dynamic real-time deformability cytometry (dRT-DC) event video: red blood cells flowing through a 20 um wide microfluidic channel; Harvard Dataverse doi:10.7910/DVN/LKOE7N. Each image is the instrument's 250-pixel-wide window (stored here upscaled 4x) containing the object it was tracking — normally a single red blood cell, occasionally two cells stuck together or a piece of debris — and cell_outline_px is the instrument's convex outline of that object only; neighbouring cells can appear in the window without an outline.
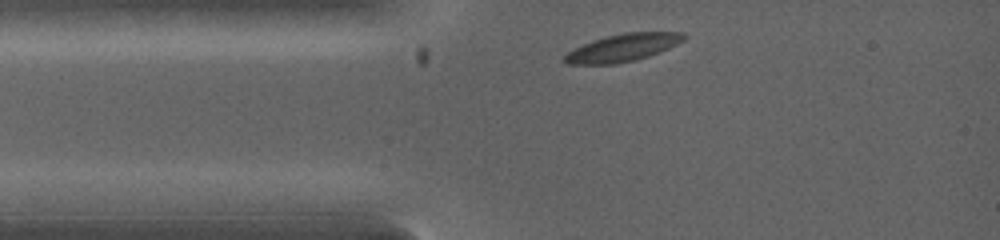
{"species": "common noctule bat (a hibernating species)", "species_latin": "Nyctalus noctula", "temperature_condition": "warm", "stored_images_in_passage": 4, "camera_frame_rate_fps": 5000, "um_per_image_px": 0.085, "animal": {"sex": "female", "body_mass_g": 19.0, "forearm_length_mm": 53.3}, "frame": {"image": 1, "passage_image": 1, "time_ms": 0.0, "image_size_px": [1000, 240], "cell_outline_px": [[684, 40], [668, 48], [648, 56], [632, 60], [612, 64], [568, 64], [564, 60], [564, 56], [568, 52], [592, 40], [604, 36], [624, 32], [680, 32], [684, 36]], "centroid_in_image_um": [52.91, 4.04], "position_along_channel_um": 32.1, "area_um2": 18.73}}
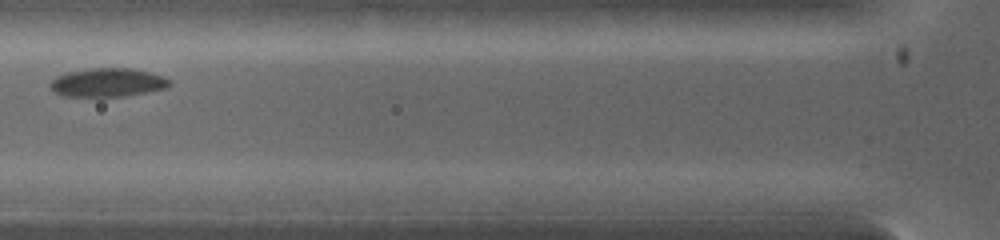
{"frame": {"image": 2, "passage_image": 3, "time_ms": 1.8, "image_size_px": [1000, 240], "cell_outline_px": [[172, 84], [164, 88], [124, 96], [64, 96], [56, 92], [52, 88], [52, 80], [56, 76], [68, 72], [92, 68], [132, 68], [164, 76], [172, 80]], "centroid_in_image_um": [9.19, 7.0], "position_along_channel_um": 116.6, "area_um2": 19.59}}
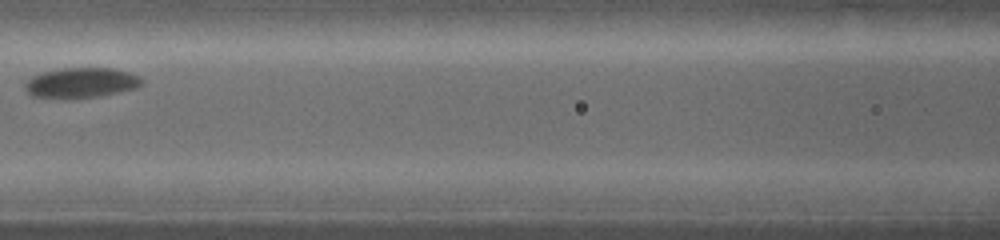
{"frame": {"image": 3, "passage_image": 4, "time_ms": 2.6, "image_size_px": [1000, 240], "cell_outline_px": [[144, 80], [136, 88], [96, 96], [68, 100], [64, 100], [32, 96], [24, 88], [24, 84], [32, 76], [44, 72], [64, 68], [112, 68], [128, 72], [140, 76]], "centroid_in_image_um": [6.86, 7.05], "position_along_channel_um": 159.7, "area_um2": 20.63}}